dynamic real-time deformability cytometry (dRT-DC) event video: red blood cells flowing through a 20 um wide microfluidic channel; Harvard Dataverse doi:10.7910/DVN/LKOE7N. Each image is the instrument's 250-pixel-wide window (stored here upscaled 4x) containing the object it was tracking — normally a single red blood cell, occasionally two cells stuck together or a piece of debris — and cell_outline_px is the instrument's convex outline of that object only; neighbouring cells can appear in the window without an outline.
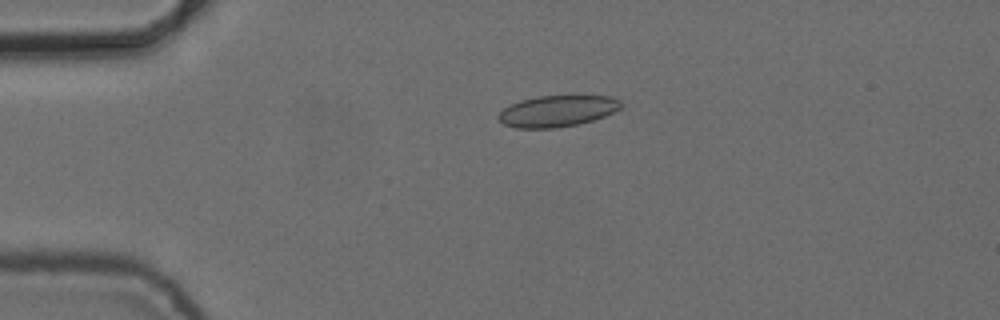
{"species": "common noctule bat (a hibernating species)", "species_latin": "Nyctalus noctula", "temperature_condition": "cold", "stored_images_in_passage": 3, "camera_frame_rate_fps": 3000, "um_per_image_px": 0.085, "animal": {"sex": "female", "body_mass_g": 24.6, "forearm_length_mm": 56.2}, "frame": {"image": 1, "passage_image": 2, "time_ms": 1.0, "image_size_px": [1000, 320], "cell_outline_px": [[624, 104], [620, 108], [604, 116], [592, 120], [576, 124], [556, 128], [516, 128], [504, 124], [496, 120], [496, 116], [504, 108], [520, 100], [540, 96], [612, 96], [620, 100]], "centroid_in_image_um": [47.35, 9.44], "position_along_channel_um": 37.7, "area_um2": 22.31}}
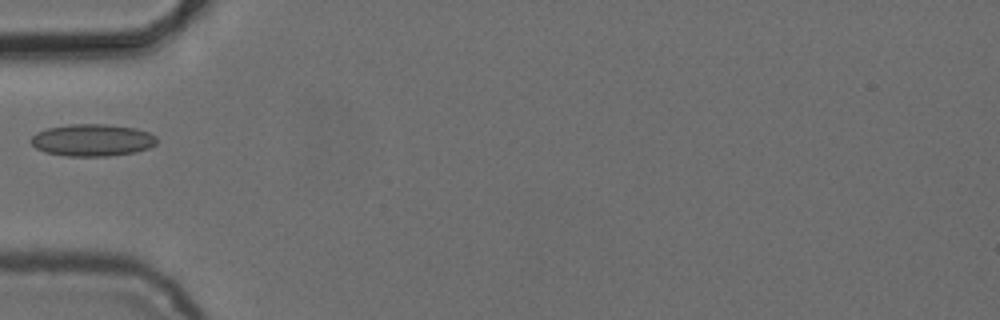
{"frame": {"image": 2, "passage_image": 3, "time_ms": 3.0, "image_size_px": [1000, 320], "cell_outline_px": [[156, 144], [148, 148], [136, 152], [108, 156], [68, 156], [44, 152], [36, 148], [32, 144], [32, 136], [36, 132], [48, 128], [68, 124], [104, 124], [136, 128], [148, 132], [156, 136]], "centroid_in_image_um": [7.85, 11.91], "position_along_channel_um": 77.1, "area_um2": 23.52}}